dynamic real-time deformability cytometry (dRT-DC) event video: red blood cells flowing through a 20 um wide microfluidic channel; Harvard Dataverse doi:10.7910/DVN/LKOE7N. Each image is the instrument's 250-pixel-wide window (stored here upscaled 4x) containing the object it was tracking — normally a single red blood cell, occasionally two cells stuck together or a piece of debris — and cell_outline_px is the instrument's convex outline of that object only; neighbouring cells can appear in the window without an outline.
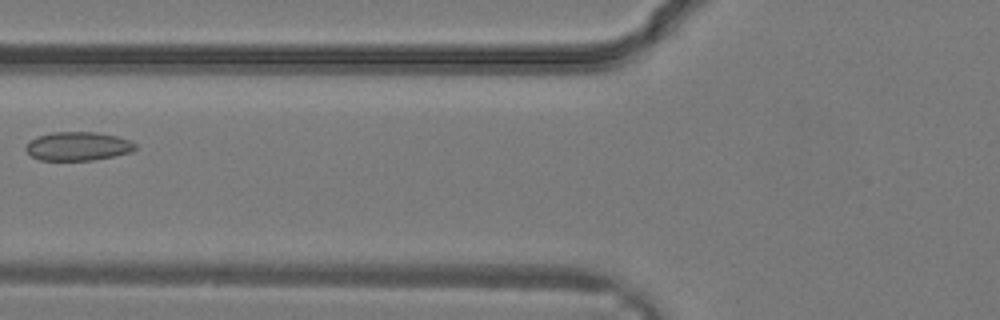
{"species": "common noctule bat (a hibernating species)", "species_latin": "Nyctalus noctula", "temperature_condition": "warm", "stored_images_in_passage": 30, "camera_frame_rate_fps": 3000, "um_per_image_px": 0.085, "animal": {"sex": "male", "body_mass_g": 19.2, "forearm_length_mm": 51.8}, "frame": {"image": 1, "passage_image": 11, "time_ms": 3.333, "image_size_px": [1000, 320], "cell_outline_px": [[136, 148], [132, 152], [92, 160], [40, 160], [32, 156], [24, 148], [36, 136], [52, 132], [96, 132], [116, 136], [128, 140], [136, 144]], "centroid_in_image_um": [6.62, 12.42], "position_along_channel_um": 119.2, "area_um2": 18.15}}
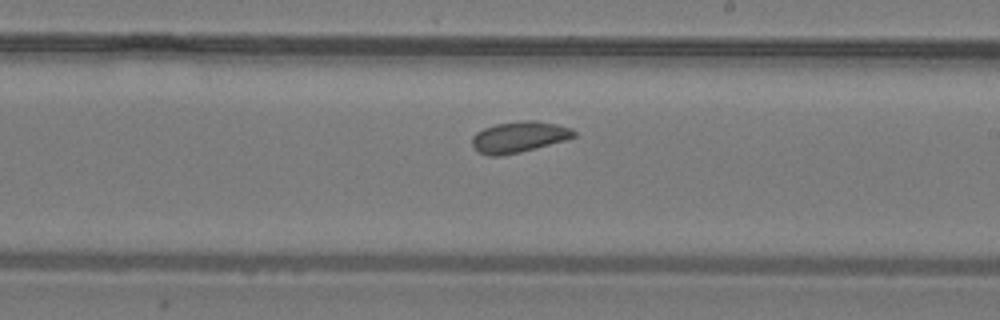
{"frame": {"image": 2, "passage_image": 17, "time_ms": 5.333, "image_size_px": [1000, 320], "cell_outline_px": [[576, 136], [564, 140], [520, 152], [500, 156], [488, 156], [480, 152], [472, 144], [472, 136], [476, 132], [484, 128], [496, 124], [524, 120], [532, 120], [556, 124], [572, 128], [576, 132]], "centroid_in_image_um": [44.11, 11.64], "position_along_channel_um": 244.9, "area_um2": 18.21}}
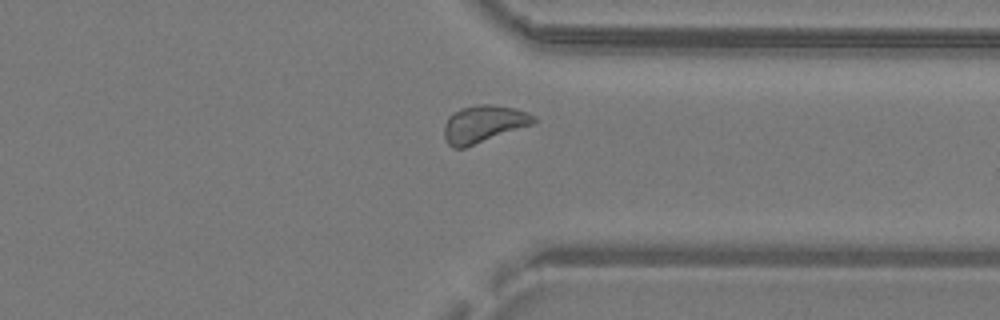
{"frame": {"image": 3, "passage_image": 23, "time_ms": 7.333, "image_size_px": [1000, 320], "cell_outline_px": [[536, 124], [464, 148], [452, 148], [448, 144], [444, 136], [444, 124], [448, 116], [460, 108], [480, 104], [492, 104], [512, 108], [536, 116]], "centroid_in_image_um": [41.1, 10.55], "position_along_channel_um": 370.3, "area_um2": 19.59}}